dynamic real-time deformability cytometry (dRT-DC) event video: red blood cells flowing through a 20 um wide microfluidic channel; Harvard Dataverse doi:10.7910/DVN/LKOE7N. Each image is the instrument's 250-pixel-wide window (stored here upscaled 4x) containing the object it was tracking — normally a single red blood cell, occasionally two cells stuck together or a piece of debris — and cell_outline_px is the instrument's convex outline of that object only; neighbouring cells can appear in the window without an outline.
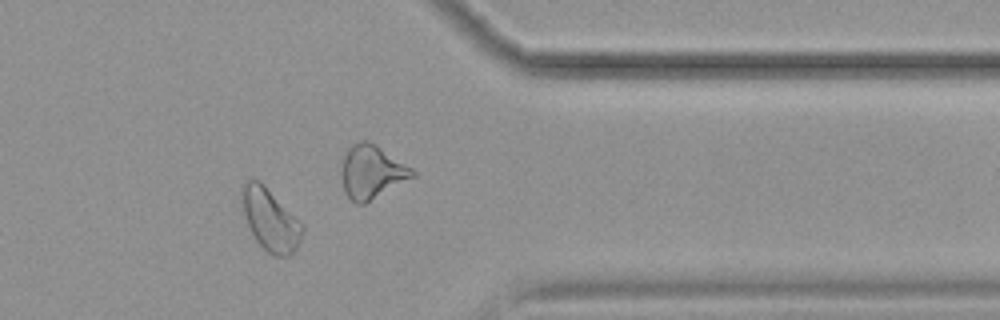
{"species": "common noctule bat (a hibernating species)", "species_latin": "Nyctalus noctula", "temperature_condition": "cold", "stored_images_in_passage": 15, "camera_frame_rate_fps": 3000, "um_per_image_px": 0.085, "animal": {"sex": "female", "body_mass_g": 19.9}, "frame": {"image": 1, "passage_image": 13, "time_ms": 15.0, "image_size_px": [1000, 320], "cell_outline_px": [[304, 232], [296, 248], [288, 256], [272, 256], [256, 240], [248, 224], [244, 212], [244, 184], [248, 180], [260, 180], [304, 224]], "centroid_in_image_um": [23.05, 18.7], "position_along_channel_um": 388.4, "area_um2": 21.33}, "authors_computed_cell_mechanics": {"area_um2": 21.2704, "velocity_mm_per_s": 3.498, "shape_relaxation_time_tau1_ms": 9.0939, "shape_relaxation_time_tau2_ms": 3.1825, "deformation_change_tau1": 0.1304, "deformation_change_tau2": 0.0891}}